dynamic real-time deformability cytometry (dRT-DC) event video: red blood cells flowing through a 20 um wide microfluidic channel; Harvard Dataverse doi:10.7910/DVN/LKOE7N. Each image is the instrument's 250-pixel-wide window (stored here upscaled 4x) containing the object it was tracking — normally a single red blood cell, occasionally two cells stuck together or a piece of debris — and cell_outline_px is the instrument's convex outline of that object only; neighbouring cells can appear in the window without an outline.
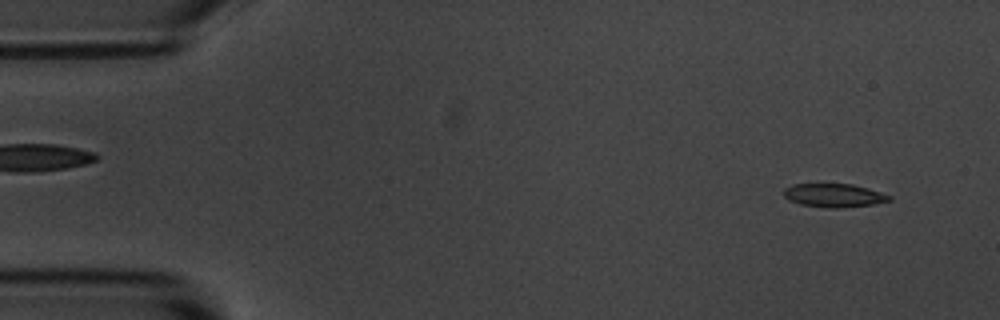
{"species": "common noctule bat (a hibernating species)", "species_latin": "Nyctalus noctula", "temperature_condition": "room temperature", "stored_images_in_passage": 14, "camera_frame_rate_fps": 3000, "um_per_image_px": 0.085, "animal": {"sex": "male", "body_mass_g": 20.1, "forearm_length_mm": 53.5}, "frame": {"image": 1, "passage_image": 1, "time_ms": 0.0, "image_size_px": [1000, 320], "cell_outline_px": [[892, 200], [872, 204], [840, 208], [828, 208], [800, 204], [788, 200], [784, 196], [784, 188], [792, 184], [852, 184], [868, 188], [892, 196]], "centroid_in_image_um": [70.87, 16.61], "position_along_channel_um": 14.1, "area_um2": 14.45}}
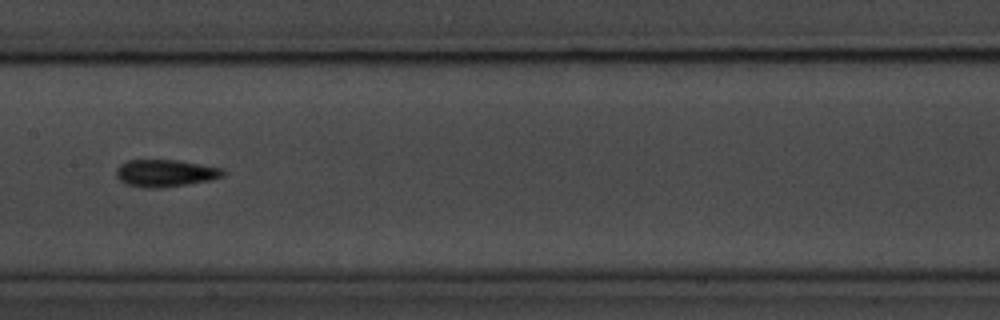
{"frame": {"image": 2, "passage_image": 7, "time_ms": 7.667, "image_size_px": [1000, 320], "cell_outline_px": [[224, 176], [212, 180], [160, 188], [144, 188], [128, 184], [120, 180], [116, 176], [116, 168], [120, 164], [128, 160], [180, 160], [224, 168]], "centroid_in_image_um": [14.08, 14.71], "position_along_channel_um": 193.3, "area_um2": 17.05}}
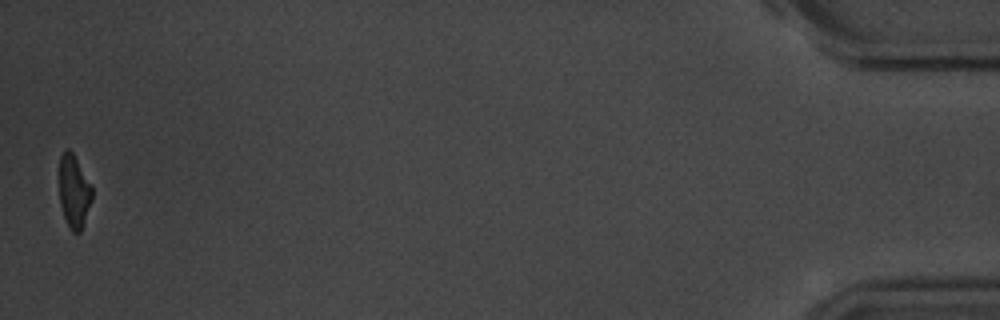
{"frame": {"image": 3, "passage_image": 14, "time_ms": 16.667, "image_size_px": [1000, 320], "cell_outline_px": [[92, 200], [80, 232], [72, 232], [64, 216], [60, 204], [60, 156], [64, 148], [68, 148], [72, 152], [92, 188]], "centroid_in_image_um": [6.28, 16.26], "position_along_channel_um": 428.9, "area_um2": 13.58}, "authors_computed_cell_mechanics": {"area_um2": 15.2592, "velocity_mm_per_s": 3.6586, "shape_relaxation_time_tau1_ms": 1.8339, "shape_relaxation_time_tau2_ms": null, "deformation_change_tau1": 0.1226, "deformation_change_tau2": null}}